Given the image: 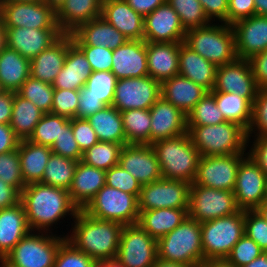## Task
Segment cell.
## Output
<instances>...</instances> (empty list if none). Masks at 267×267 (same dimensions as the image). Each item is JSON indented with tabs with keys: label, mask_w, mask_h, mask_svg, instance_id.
Segmentation results:
<instances>
[{
	"label": "cell",
	"mask_w": 267,
	"mask_h": 267,
	"mask_svg": "<svg viewBox=\"0 0 267 267\" xmlns=\"http://www.w3.org/2000/svg\"><path fill=\"white\" fill-rule=\"evenodd\" d=\"M44 114L34 103L14 92L10 126L20 140L30 138Z\"/></svg>",
	"instance_id": "74e56055"
},
{
	"label": "cell",
	"mask_w": 267,
	"mask_h": 267,
	"mask_svg": "<svg viewBox=\"0 0 267 267\" xmlns=\"http://www.w3.org/2000/svg\"><path fill=\"white\" fill-rule=\"evenodd\" d=\"M238 59L249 60L267 49V16L253 15L232 25Z\"/></svg>",
	"instance_id": "44dd1931"
},
{
	"label": "cell",
	"mask_w": 267,
	"mask_h": 267,
	"mask_svg": "<svg viewBox=\"0 0 267 267\" xmlns=\"http://www.w3.org/2000/svg\"><path fill=\"white\" fill-rule=\"evenodd\" d=\"M179 74L201 85L208 92L215 86L217 66L180 42Z\"/></svg>",
	"instance_id": "4dcf8cb0"
},
{
	"label": "cell",
	"mask_w": 267,
	"mask_h": 267,
	"mask_svg": "<svg viewBox=\"0 0 267 267\" xmlns=\"http://www.w3.org/2000/svg\"><path fill=\"white\" fill-rule=\"evenodd\" d=\"M0 22L5 28L60 29L56 12L44 2L2 4Z\"/></svg>",
	"instance_id": "9a60e30c"
},
{
	"label": "cell",
	"mask_w": 267,
	"mask_h": 267,
	"mask_svg": "<svg viewBox=\"0 0 267 267\" xmlns=\"http://www.w3.org/2000/svg\"><path fill=\"white\" fill-rule=\"evenodd\" d=\"M256 210L260 213V215L267 222V200H265Z\"/></svg>",
	"instance_id": "979ff035"
},
{
	"label": "cell",
	"mask_w": 267,
	"mask_h": 267,
	"mask_svg": "<svg viewBox=\"0 0 267 267\" xmlns=\"http://www.w3.org/2000/svg\"><path fill=\"white\" fill-rule=\"evenodd\" d=\"M85 54L92 71H111L113 50L100 46H78Z\"/></svg>",
	"instance_id": "6f0895ef"
},
{
	"label": "cell",
	"mask_w": 267,
	"mask_h": 267,
	"mask_svg": "<svg viewBox=\"0 0 267 267\" xmlns=\"http://www.w3.org/2000/svg\"><path fill=\"white\" fill-rule=\"evenodd\" d=\"M198 267H235L225 259L204 260Z\"/></svg>",
	"instance_id": "2644e50d"
},
{
	"label": "cell",
	"mask_w": 267,
	"mask_h": 267,
	"mask_svg": "<svg viewBox=\"0 0 267 267\" xmlns=\"http://www.w3.org/2000/svg\"><path fill=\"white\" fill-rule=\"evenodd\" d=\"M157 250L161 259L198 267L204 261L201 223L187 217L157 240Z\"/></svg>",
	"instance_id": "8992f818"
},
{
	"label": "cell",
	"mask_w": 267,
	"mask_h": 267,
	"mask_svg": "<svg viewBox=\"0 0 267 267\" xmlns=\"http://www.w3.org/2000/svg\"><path fill=\"white\" fill-rule=\"evenodd\" d=\"M164 179L194 183L200 154L188 133L151 144Z\"/></svg>",
	"instance_id": "3957f363"
},
{
	"label": "cell",
	"mask_w": 267,
	"mask_h": 267,
	"mask_svg": "<svg viewBox=\"0 0 267 267\" xmlns=\"http://www.w3.org/2000/svg\"><path fill=\"white\" fill-rule=\"evenodd\" d=\"M106 185L139 198L142 185L119 164L106 171Z\"/></svg>",
	"instance_id": "11a10c76"
},
{
	"label": "cell",
	"mask_w": 267,
	"mask_h": 267,
	"mask_svg": "<svg viewBox=\"0 0 267 267\" xmlns=\"http://www.w3.org/2000/svg\"><path fill=\"white\" fill-rule=\"evenodd\" d=\"M258 90L249 60L237 59L218 66L215 86L211 92L234 93L253 103Z\"/></svg>",
	"instance_id": "e0dca14e"
},
{
	"label": "cell",
	"mask_w": 267,
	"mask_h": 267,
	"mask_svg": "<svg viewBox=\"0 0 267 267\" xmlns=\"http://www.w3.org/2000/svg\"><path fill=\"white\" fill-rule=\"evenodd\" d=\"M21 173L26 185L41 182L47 162L53 153L51 147L26 140L18 145Z\"/></svg>",
	"instance_id": "836d02e7"
},
{
	"label": "cell",
	"mask_w": 267,
	"mask_h": 267,
	"mask_svg": "<svg viewBox=\"0 0 267 267\" xmlns=\"http://www.w3.org/2000/svg\"><path fill=\"white\" fill-rule=\"evenodd\" d=\"M7 47L32 59L51 47L64 33L60 29L5 28Z\"/></svg>",
	"instance_id": "ffe728a7"
},
{
	"label": "cell",
	"mask_w": 267,
	"mask_h": 267,
	"mask_svg": "<svg viewBox=\"0 0 267 267\" xmlns=\"http://www.w3.org/2000/svg\"><path fill=\"white\" fill-rule=\"evenodd\" d=\"M72 42L71 35L64 34L51 47L33 57L30 60V76L52 84L64 66Z\"/></svg>",
	"instance_id": "4316f807"
},
{
	"label": "cell",
	"mask_w": 267,
	"mask_h": 267,
	"mask_svg": "<svg viewBox=\"0 0 267 267\" xmlns=\"http://www.w3.org/2000/svg\"><path fill=\"white\" fill-rule=\"evenodd\" d=\"M208 91L201 85L176 74L161 83V97L188 115Z\"/></svg>",
	"instance_id": "f1b7e54d"
},
{
	"label": "cell",
	"mask_w": 267,
	"mask_h": 267,
	"mask_svg": "<svg viewBox=\"0 0 267 267\" xmlns=\"http://www.w3.org/2000/svg\"><path fill=\"white\" fill-rule=\"evenodd\" d=\"M104 185H106L105 170L78 161L68 193L78 209L83 210Z\"/></svg>",
	"instance_id": "83f0119b"
},
{
	"label": "cell",
	"mask_w": 267,
	"mask_h": 267,
	"mask_svg": "<svg viewBox=\"0 0 267 267\" xmlns=\"http://www.w3.org/2000/svg\"><path fill=\"white\" fill-rule=\"evenodd\" d=\"M96 262L65 239L57 250L54 267H92Z\"/></svg>",
	"instance_id": "f907efd6"
},
{
	"label": "cell",
	"mask_w": 267,
	"mask_h": 267,
	"mask_svg": "<svg viewBox=\"0 0 267 267\" xmlns=\"http://www.w3.org/2000/svg\"><path fill=\"white\" fill-rule=\"evenodd\" d=\"M186 116L187 126L217 125L226 121L210 92H207Z\"/></svg>",
	"instance_id": "f6af8a7d"
},
{
	"label": "cell",
	"mask_w": 267,
	"mask_h": 267,
	"mask_svg": "<svg viewBox=\"0 0 267 267\" xmlns=\"http://www.w3.org/2000/svg\"><path fill=\"white\" fill-rule=\"evenodd\" d=\"M111 72L117 79L148 76L146 41L127 40L114 49Z\"/></svg>",
	"instance_id": "603a6c76"
},
{
	"label": "cell",
	"mask_w": 267,
	"mask_h": 267,
	"mask_svg": "<svg viewBox=\"0 0 267 267\" xmlns=\"http://www.w3.org/2000/svg\"><path fill=\"white\" fill-rule=\"evenodd\" d=\"M146 42H184L186 31L177 12L167 3L144 16Z\"/></svg>",
	"instance_id": "d6986e66"
},
{
	"label": "cell",
	"mask_w": 267,
	"mask_h": 267,
	"mask_svg": "<svg viewBox=\"0 0 267 267\" xmlns=\"http://www.w3.org/2000/svg\"><path fill=\"white\" fill-rule=\"evenodd\" d=\"M83 211L92 217L123 226L136 224L140 213L137 196L107 185L96 193Z\"/></svg>",
	"instance_id": "9c48e42d"
},
{
	"label": "cell",
	"mask_w": 267,
	"mask_h": 267,
	"mask_svg": "<svg viewBox=\"0 0 267 267\" xmlns=\"http://www.w3.org/2000/svg\"><path fill=\"white\" fill-rule=\"evenodd\" d=\"M166 2L177 12L185 31L212 23L199 0H166Z\"/></svg>",
	"instance_id": "7bdbcfd3"
},
{
	"label": "cell",
	"mask_w": 267,
	"mask_h": 267,
	"mask_svg": "<svg viewBox=\"0 0 267 267\" xmlns=\"http://www.w3.org/2000/svg\"><path fill=\"white\" fill-rule=\"evenodd\" d=\"M247 153L200 156L194 183L217 190L234 191L240 162Z\"/></svg>",
	"instance_id": "7c38bea8"
},
{
	"label": "cell",
	"mask_w": 267,
	"mask_h": 267,
	"mask_svg": "<svg viewBox=\"0 0 267 267\" xmlns=\"http://www.w3.org/2000/svg\"><path fill=\"white\" fill-rule=\"evenodd\" d=\"M244 267H267V252H263L259 257Z\"/></svg>",
	"instance_id": "753ad0ef"
},
{
	"label": "cell",
	"mask_w": 267,
	"mask_h": 267,
	"mask_svg": "<svg viewBox=\"0 0 267 267\" xmlns=\"http://www.w3.org/2000/svg\"><path fill=\"white\" fill-rule=\"evenodd\" d=\"M266 174L247 155L237 171L234 195L241 210H256L266 200Z\"/></svg>",
	"instance_id": "2e32d148"
},
{
	"label": "cell",
	"mask_w": 267,
	"mask_h": 267,
	"mask_svg": "<svg viewBox=\"0 0 267 267\" xmlns=\"http://www.w3.org/2000/svg\"><path fill=\"white\" fill-rule=\"evenodd\" d=\"M106 105L101 99L94 95H86V87L83 86L79 90V104L77 108V114L75 118L87 119L89 116L95 114L99 110H102Z\"/></svg>",
	"instance_id": "94428289"
},
{
	"label": "cell",
	"mask_w": 267,
	"mask_h": 267,
	"mask_svg": "<svg viewBox=\"0 0 267 267\" xmlns=\"http://www.w3.org/2000/svg\"><path fill=\"white\" fill-rule=\"evenodd\" d=\"M43 2L46 3L55 12H57L65 3V0H44Z\"/></svg>",
	"instance_id": "2a66077c"
},
{
	"label": "cell",
	"mask_w": 267,
	"mask_h": 267,
	"mask_svg": "<svg viewBox=\"0 0 267 267\" xmlns=\"http://www.w3.org/2000/svg\"><path fill=\"white\" fill-rule=\"evenodd\" d=\"M21 192L0 180V210L13 207L20 203Z\"/></svg>",
	"instance_id": "03108f58"
},
{
	"label": "cell",
	"mask_w": 267,
	"mask_h": 267,
	"mask_svg": "<svg viewBox=\"0 0 267 267\" xmlns=\"http://www.w3.org/2000/svg\"><path fill=\"white\" fill-rule=\"evenodd\" d=\"M255 15L254 0H230L228 2L227 24Z\"/></svg>",
	"instance_id": "6125c7cd"
},
{
	"label": "cell",
	"mask_w": 267,
	"mask_h": 267,
	"mask_svg": "<svg viewBox=\"0 0 267 267\" xmlns=\"http://www.w3.org/2000/svg\"><path fill=\"white\" fill-rule=\"evenodd\" d=\"M0 180L23 191L24 183L18 149L0 153Z\"/></svg>",
	"instance_id": "c3c4849f"
},
{
	"label": "cell",
	"mask_w": 267,
	"mask_h": 267,
	"mask_svg": "<svg viewBox=\"0 0 267 267\" xmlns=\"http://www.w3.org/2000/svg\"><path fill=\"white\" fill-rule=\"evenodd\" d=\"M92 267H100L97 263H95Z\"/></svg>",
	"instance_id": "603ad722"
},
{
	"label": "cell",
	"mask_w": 267,
	"mask_h": 267,
	"mask_svg": "<svg viewBox=\"0 0 267 267\" xmlns=\"http://www.w3.org/2000/svg\"><path fill=\"white\" fill-rule=\"evenodd\" d=\"M139 212L137 223L156 240L174 230L188 217V209L161 208Z\"/></svg>",
	"instance_id": "e575fe53"
},
{
	"label": "cell",
	"mask_w": 267,
	"mask_h": 267,
	"mask_svg": "<svg viewBox=\"0 0 267 267\" xmlns=\"http://www.w3.org/2000/svg\"><path fill=\"white\" fill-rule=\"evenodd\" d=\"M247 154L267 175V137H248Z\"/></svg>",
	"instance_id": "91938a15"
},
{
	"label": "cell",
	"mask_w": 267,
	"mask_h": 267,
	"mask_svg": "<svg viewBox=\"0 0 267 267\" xmlns=\"http://www.w3.org/2000/svg\"><path fill=\"white\" fill-rule=\"evenodd\" d=\"M20 202L31 231L54 233L58 223L63 224L64 218L73 221L79 212L67 190L41 182L26 185Z\"/></svg>",
	"instance_id": "6da1fadb"
},
{
	"label": "cell",
	"mask_w": 267,
	"mask_h": 267,
	"mask_svg": "<svg viewBox=\"0 0 267 267\" xmlns=\"http://www.w3.org/2000/svg\"><path fill=\"white\" fill-rule=\"evenodd\" d=\"M14 102L13 91H3L0 94V124H10Z\"/></svg>",
	"instance_id": "a7ac6f4b"
},
{
	"label": "cell",
	"mask_w": 267,
	"mask_h": 267,
	"mask_svg": "<svg viewBox=\"0 0 267 267\" xmlns=\"http://www.w3.org/2000/svg\"><path fill=\"white\" fill-rule=\"evenodd\" d=\"M120 113L127 143L150 144V110L131 109Z\"/></svg>",
	"instance_id": "ab89813d"
},
{
	"label": "cell",
	"mask_w": 267,
	"mask_h": 267,
	"mask_svg": "<svg viewBox=\"0 0 267 267\" xmlns=\"http://www.w3.org/2000/svg\"><path fill=\"white\" fill-rule=\"evenodd\" d=\"M265 186H266V200H267V175H266V184H265Z\"/></svg>",
	"instance_id": "67dfc351"
},
{
	"label": "cell",
	"mask_w": 267,
	"mask_h": 267,
	"mask_svg": "<svg viewBox=\"0 0 267 267\" xmlns=\"http://www.w3.org/2000/svg\"><path fill=\"white\" fill-rule=\"evenodd\" d=\"M180 42H146L148 76L160 84L179 74Z\"/></svg>",
	"instance_id": "cb8c5ba5"
},
{
	"label": "cell",
	"mask_w": 267,
	"mask_h": 267,
	"mask_svg": "<svg viewBox=\"0 0 267 267\" xmlns=\"http://www.w3.org/2000/svg\"><path fill=\"white\" fill-rule=\"evenodd\" d=\"M226 121L237 123L246 131L250 127L252 103L234 93L210 92Z\"/></svg>",
	"instance_id": "f35d334b"
},
{
	"label": "cell",
	"mask_w": 267,
	"mask_h": 267,
	"mask_svg": "<svg viewBox=\"0 0 267 267\" xmlns=\"http://www.w3.org/2000/svg\"><path fill=\"white\" fill-rule=\"evenodd\" d=\"M79 104V91L54 89L51 113L69 119L76 117Z\"/></svg>",
	"instance_id": "f5cc1de1"
},
{
	"label": "cell",
	"mask_w": 267,
	"mask_h": 267,
	"mask_svg": "<svg viewBox=\"0 0 267 267\" xmlns=\"http://www.w3.org/2000/svg\"><path fill=\"white\" fill-rule=\"evenodd\" d=\"M44 0H0V5L9 3H33V2H43Z\"/></svg>",
	"instance_id": "09005b40"
},
{
	"label": "cell",
	"mask_w": 267,
	"mask_h": 267,
	"mask_svg": "<svg viewBox=\"0 0 267 267\" xmlns=\"http://www.w3.org/2000/svg\"><path fill=\"white\" fill-rule=\"evenodd\" d=\"M51 150L54 154L70 158L76 161H81L83 153L79 149L78 142L75 140L72 127L71 119L62 128V132L58 139L55 140L54 144L51 146Z\"/></svg>",
	"instance_id": "9f6ffc18"
},
{
	"label": "cell",
	"mask_w": 267,
	"mask_h": 267,
	"mask_svg": "<svg viewBox=\"0 0 267 267\" xmlns=\"http://www.w3.org/2000/svg\"><path fill=\"white\" fill-rule=\"evenodd\" d=\"M245 235L267 252V222L257 210H244Z\"/></svg>",
	"instance_id": "db71d44e"
},
{
	"label": "cell",
	"mask_w": 267,
	"mask_h": 267,
	"mask_svg": "<svg viewBox=\"0 0 267 267\" xmlns=\"http://www.w3.org/2000/svg\"><path fill=\"white\" fill-rule=\"evenodd\" d=\"M70 35L77 46H100L112 50L128 40L102 16L85 22Z\"/></svg>",
	"instance_id": "484cf974"
},
{
	"label": "cell",
	"mask_w": 267,
	"mask_h": 267,
	"mask_svg": "<svg viewBox=\"0 0 267 267\" xmlns=\"http://www.w3.org/2000/svg\"><path fill=\"white\" fill-rule=\"evenodd\" d=\"M207 18L212 23L227 24L228 2L226 0H199Z\"/></svg>",
	"instance_id": "be15d7a7"
},
{
	"label": "cell",
	"mask_w": 267,
	"mask_h": 267,
	"mask_svg": "<svg viewBox=\"0 0 267 267\" xmlns=\"http://www.w3.org/2000/svg\"><path fill=\"white\" fill-rule=\"evenodd\" d=\"M17 93L34 103L44 113H51L54 96L52 84L29 76Z\"/></svg>",
	"instance_id": "ee69618b"
},
{
	"label": "cell",
	"mask_w": 267,
	"mask_h": 267,
	"mask_svg": "<svg viewBox=\"0 0 267 267\" xmlns=\"http://www.w3.org/2000/svg\"><path fill=\"white\" fill-rule=\"evenodd\" d=\"M99 141L127 145L120 111L112 105L104 107L87 118Z\"/></svg>",
	"instance_id": "8d00e7d4"
},
{
	"label": "cell",
	"mask_w": 267,
	"mask_h": 267,
	"mask_svg": "<svg viewBox=\"0 0 267 267\" xmlns=\"http://www.w3.org/2000/svg\"><path fill=\"white\" fill-rule=\"evenodd\" d=\"M69 121L70 119L67 117L45 113L35 126L34 132L28 140L36 144L51 147L61 134L62 128Z\"/></svg>",
	"instance_id": "bcb514c9"
},
{
	"label": "cell",
	"mask_w": 267,
	"mask_h": 267,
	"mask_svg": "<svg viewBox=\"0 0 267 267\" xmlns=\"http://www.w3.org/2000/svg\"><path fill=\"white\" fill-rule=\"evenodd\" d=\"M119 165L142 186L162 178L159 162L151 144L123 145Z\"/></svg>",
	"instance_id": "ac0fdd59"
},
{
	"label": "cell",
	"mask_w": 267,
	"mask_h": 267,
	"mask_svg": "<svg viewBox=\"0 0 267 267\" xmlns=\"http://www.w3.org/2000/svg\"><path fill=\"white\" fill-rule=\"evenodd\" d=\"M259 89H267V49L249 59Z\"/></svg>",
	"instance_id": "e7e4bbea"
},
{
	"label": "cell",
	"mask_w": 267,
	"mask_h": 267,
	"mask_svg": "<svg viewBox=\"0 0 267 267\" xmlns=\"http://www.w3.org/2000/svg\"><path fill=\"white\" fill-rule=\"evenodd\" d=\"M20 139L14 133L10 124H0V153L18 149Z\"/></svg>",
	"instance_id": "003e7915"
},
{
	"label": "cell",
	"mask_w": 267,
	"mask_h": 267,
	"mask_svg": "<svg viewBox=\"0 0 267 267\" xmlns=\"http://www.w3.org/2000/svg\"><path fill=\"white\" fill-rule=\"evenodd\" d=\"M191 184L161 178L141 187L139 211L161 208L188 209Z\"/></svg>",
	"instance_id": "4fadbf2b"
},
{
	"label": "cell",
	"mask_w": 267,
	"mask_h": 267,
	"mask_svg": "<svg viewBox=\"0 0 267 267\" xmlns=\"http://www.w3.org/2000/svg\"><path fill=\"white\" fill-rule=\"evenodd\" d=\"M54 232L31 231L4 259L14 267H54L57 250L68 235Z\"/></svg>",
	"instance_id": "52a82bcc"
},
{
	"label": "cell",
	"mask_w": 267,
	"mask_h": 267,
	"mask_svg": "<svg viewBox=\"0 0 267 267\" xmlns=\"http://www.w3.org/2000/svg\"><path fill=\"white\" fill-rule=\"evenodd\" d=\"M31 229L23 204L0 210V259H4Z\"/></svg>",
	"instance_id": "1f68e13d"
},
{
	"label": "cell",
	"mask_w": 267,
	"mask_h": 267,
	"mask_svg": "<svg viewBox=\"0 0 267 267\" xmlns=\"http://www.w3.org/2000/svg\"><path fill=\"white\" fill-rule=\"evenodd\" d=\"M3 91H4V90L2 89L1 84H0V94H1Z\"/></svg>",
	"instance_id": "b62a3aed"
},
{
	"label": "cell",
	"mask_w": 267,
	"mask_h": 267,
	"mask_svg": "<svg viewBox=\"0 0 267 267\" xmlns=\"http://www.w3.org/2000/svg\"><path fill=\"white\" fill-rule=\"evenodd\" d=\"M267 137V89H259L254 102L247 137Z\"/></svg>",
	"instance_id": "681fc988"
},
{
	"label": "cell",
	"mask_w": 267,
	"mask_h": 267,
	"mask_svg": "<svg viewBox=\"0 0 267 267\" xmlns=\"http://www.w3.org/2000/svg\"><path fill=\"white\" fill-rule=\"evenodd\" d=\"M129 6L143 17L153 12L157 7L164 4L166 0H125Z\"/></svg>",
	"instance_id": "89a4df30"
},
{
	"label": "cell",
	"mask_w": 267,
	"mask_h": 267,
	"mask_svg": "<svg viewBox=\"0 0 267 267\" xmlns=\"http://www.w3.org/2000/svg\"><path fill=\"white\" fill-rule=\"evenodd\" d=\"M122 145L113 142L98 141L91 148L84 151L82 162L102 170H109L119 164Z\"/></svg>",
	"instance_id": "b9f144b4"
},
{
	"label": "cell",
	"mask_w": 267,
	"mask_h": 267,
	"mask_svg": "<svg viewBox=\"0 0 267 267\" xmlns=\"http://www.w3.org/2000/svg\"><path fill=\"white\" fill-rule=\"evenodd\" d=\"M6 47H7L6 29L4 25L0 22V52Z\"/></svg>",
	"instance_id": "b9fcfbb0"
},
{
	"label": "cell",
	"mask_w": 267,
	"mask_h": 267,
	"mask_svg": "<svg viewBox=\"0 0 267 267\" xmlns=\"http://www.w3.org/2000/svg\"><path fill=\"white\" fill-rule=\"evenodd\" d=\"M103 0H65L56 12V21L64 34H71L80 25L101 16Z\"/></svg>",
	"instance_id": "d6a6232c"
},
{
	"label": "cell",
	"mask_w": 267,
	"mask_h": 267,
	"mask_svg": "<svg viewBox=\"0 0 267 267\" xmlns=\"http://www.w3.org/2000/svg\"><path fill=\"white\" fill-rule=\"evenodd\" d=\"M255 15L267 16V0H254Z\"/></svg>",
	"instance_id": "34e18365"
},
{
	"label": "cell",
	"mask_w": 267,
	"mask_h": 267,
	"mask_svg": "<svg viewBox=\"0 0 267 267\" xmlns=\"http://www.w3.org/2000/svg\"><path fill=\"white\" fill-rule=\"evenodd\" d=\"M152 267H196V266H190L186 264H180V263H175L172 261H167L164 259H161L157 257L154 265Z\"/></svg>",
	"instance_id": "8c879c8a"
},
{
	"label": "cell",
	"mask_w": 267,
	"mask_h": 267,
	"mask_svg": "<svg viewBox=\"0 0 267 267\" xmlns=\"http://www.w3.org/2000/svg\"><path fill=\"white\" fill-rule=\"evenodd\" d=\"M100 267H126L125 265L121 264L117 258L102 260L96 262Z\"/></svg>",
	"instance_id": "11e5206c"
},
{
	"label": "cell",
	"mask_w": 267,
	"mask_h": 267,
	"mask_svg": "<svg viewBox=\"0 0 267 267\" xmlns=\"http://www.w3.org/2000/svg\"><path fill=\"white\" fill-rule=\"evenodd\" d=\"M91 74L92 69L85 54L72 42L68 47L64 66L52 83V87L79 91Z\"/></svg>",
	"instance_id": "f546056e"
},
{
	"label": "cell",
	"mask_w": 267,
	"mask_h": 267,
	"mask_svg": "<svg viewBox=\"0 0 267 267\" xmlns=\"http://www.w3.org/2000/svg\"><path fill=\"white\" fill-rule=\"evenodd\" d=\"M161 84L144 76L118 79L112 106L120 112L131 109H150L161 97Z\"/></svg>",
	"instance_id": "5bb4252c"
},
{
	"label": "cell",
	"mask_w": 267,
	"mask_h": 267,
	"mask_svg": "<svg viewBox=\"0 0 267 267\" xmlns=\"http://www.w3.org/2000/svg\"><path fill=\"white\" fill-rule=\"evenodd\" d=\"M78 161L51 154L45 167L41 183L69 190Z\"/></svg>",
	"instance_id": "60d3db41"
},
{
	"label": "cell",
	"mask_w": 267,
	"mask_h": 267,
	"mask_svg": "<svg viewBox=\"0 0 267 267\" xmlns=\"http://www.w3.org/2000/svg\"><path fill=\"white\" fill-rule=\"evenodd\" d=\"M101 16L128 40H143L144 17L125 0H103Z\"/></svg>",
	"instance_id": "d4e9b609"
},
{
	"label": "cell",
	"mask_w": 267,
	"mask_h": 267,
	"mask_svg": "<svg viewBox=\"0 0 267 267\" xmlns=\"http://www.w3.org/2000/svg\"><path fill=\"white\" fill-rule=\"evenodd\" d=\"M158 257L157 240L138 223L123 226L117 260L126 267H152Z\"/></svg>",
	"instance_id": "8fae6325"
},
{
	"label": "cell",
	"mask_w": 267,
	"mask_h": 267,
	"mask_svg": "<svg viewBox=\"0 0 267 267\" xmlns=\"http://www.w3.org/2000/svg\"><path fill=\"white\" fill-rule=\"evenodd\" d=\"M71 127L74 138L78 142L82 153L99 141L87 119L73 118L71 119Z\"/></svg>",
	"instance_id": "680465c9"
},
{
	"label": "cell",
	"mask_w": 267,
	"mask_h": 267,
	"mask_svg": "<svg viewBox=\"0 0 267 267\" xmlns=\"http://www.w3.org/2000/svg\"><path fill=\"white\" fill-rule=\"evenodd\" d=\"M187 133L200 156L247 153V131L237 123L187 126Z\"/></svg>",
	"instance_id": "277c9868"
},
{
	"label": "cell",
	"mask_w": 267,
	"mask_h": 267,
	"mask_svg": "<svg viewBox=\"0 0 267 267\" xmlns=\"http://www.w3.org/2000/svg\"><path fill=\"white\" fill-rule=\"evenodd\" d=\"M151 117L150 144L187 133V116L160 97L149 109Z\"/></svg>",
	"instance_id": "7402d4cb"
},
{
	"label": "cell",
	"mask_w": 267,
	"mask_h": 267,
	"mask_svg": "<svg viewBox=\"0 0 267 267\" xmlns=\"http://www.w3.org/2000/svg\"><path fill=\"white\" fill-rule=\"evenodd\" d=\"M233 191L217 190L192 183L188 217L200 223L239 212Z\"/></svg>",
	"instance_id": "30bf717a"
},
{
	"label": "cell",
	"mask_w": 267,
	"mask_h": 267,
	"mask_svg": "<svg viewBox=\"0 0 267 267\" xmlns=\"http://www.w3.org/2000/svg\"><path fill=\"white\" fill-rule=\"evenodd\" d=\"M117 77L111 71H92L85 83L86 95H94L110 106L114 100Z\"/></svg>",
	"instance_id": "7dc6e473"
},
{
	"label": "cell",
	"mask_w": 267,
	"mask_h": 267,
	"mask_svg": "<svg viewBox=\"0 0 267 267\" xmlns=\"http://www.w3.org/2000/svg\"><path fill=\"white\" fill-rule=\"evenodd\" d=\"M66 239L95 262L117 257L123 225L79 210Z\"/></svg>",
	"instance_id": "7a4b0ae2"
},
{
	"label": "cell",
	"mask_w": 267,
	"mask_h": 267,
	"mask_svg": "<svg viewBox=\"0 0 267 267\" xmlns=\"http://www.w3.org/2000/svg\"><path fill=\"white\" fill-rule=\"evenodd\" d=\"M30 76V59L8 47L0 52V84L4 91L17 92Z\"/></svg>",
	"instance_id": "d590c367"
},
{
	"label": "cell",
	"mask_w": 267,
	"mask_h": 267,
	"mask_svg": "<svg viewBox=\"0 0 267 267\" xmlns=\"http://www.w3.org/2000/svg\"><path fill=\"white\" fill-rule=\"evenodd\" d=\"M184 43L217 67L238 59L234 31L229 24L210 23L188 30Z\"/></svg>",
	"instance_id": "5b68a950"
},
{
	"label": "cell",
	"mask_w": 267,
	"mask_h": 267,
	"mask_svg": "<svg viewBox=\"0 0 267 267\" xmlns=\"http://www.w3.org/2000/svg\"><path fill=\"white\" fill-rule=\"evenodd\" d=\"M263 252L254 240L244 234L233 246L225 260L235 267H244L259 257Z\"/></svg>",
	"instance_id": "816d5d0a"
},
{
	"label": "cell",
	"mask_w": 267,
	"mask_h": 267,
	"mask_svg": "<svg viewBox=\"0 0 267 267\" xmlns=\"http://www.w3.org/2000/svg\"><path fill=\"white\" fill-rule=\"evenodd\" d=\"M244 234V210L201 223L204 260L226 259Z\"/></svg>",
	"instance_id": "ba28073f"
},
{
	"label": "cell",
	"mask_w": 267,
	"mask_h": 267,
	"mask_svg": "<svg viewBox=\"0 0 267 267\" xmlns=\"http://www.w3.org/2000/svg\"><path fill=\"white\" fill-rule=\"evenodd\" d=\"M0 267H14L8 263L5 259H0Z\"/></svg>",
	"instance_id": "deb4b68c"
}]
</instances>
